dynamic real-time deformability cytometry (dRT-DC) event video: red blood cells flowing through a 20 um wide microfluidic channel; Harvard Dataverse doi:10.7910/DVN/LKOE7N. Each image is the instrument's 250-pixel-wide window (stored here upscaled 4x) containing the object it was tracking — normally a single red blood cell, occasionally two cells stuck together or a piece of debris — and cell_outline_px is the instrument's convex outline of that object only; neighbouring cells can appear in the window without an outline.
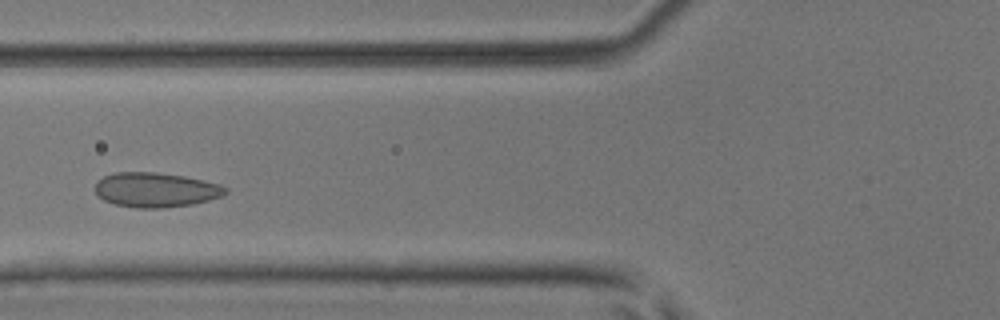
{"species": "common noctule bat (a hibernating species)", "species_latin": "Nyctalus noctula", "temperature_condition": "room temperature", "stored_images_in_passage": 44, "camera_frame_rate_fps": 3000, "um_per_image_px": 0.085, "animal": {"sex": "male", "body_mass_g": 17.9, "forearm_length_mm": 54.2}, "frame": {"image": 1, "passage_image": 13, "time_ms": 4.0, "image_size_px": [1000, 320], "cell_outline_px": [[228, 192], [224, 196], [192, 204], [160, 208], [136, 208], [116, 204], [104, 200], [96, 192], [96, 180], [104, 176], [116, 172], [156, 172], [184, 176], [204, 180], [220, 184], [228, 188]], "centroid_in_image_um": [13.27, 16.13], "position_along_channel_um": 112.5, "area_um2": 26.36}}
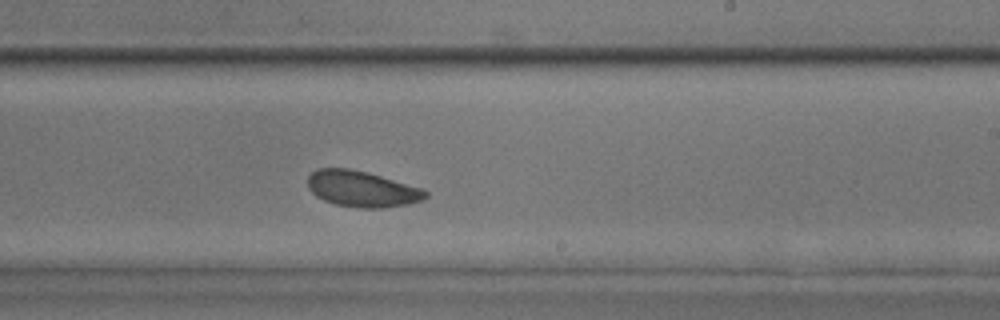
{"frame": {"image": 2, "passage_image": 24, "time_ms": 7.667, "image_size_px": [1000, 320], "cell_outline_px": [[428, 196], [424, 200], [408, 204], [384, 208], [356, 208], [336, 204], [324, 200], [316, 196], [308, 188], [308, 176], [316, 168], [348, 168], [368, 172], [420, 188], [428, 192]], "centroid_in_image_um": [30.75, 16.06], "position_along_channel_um": 258.2, "area_um2": 24.74}}
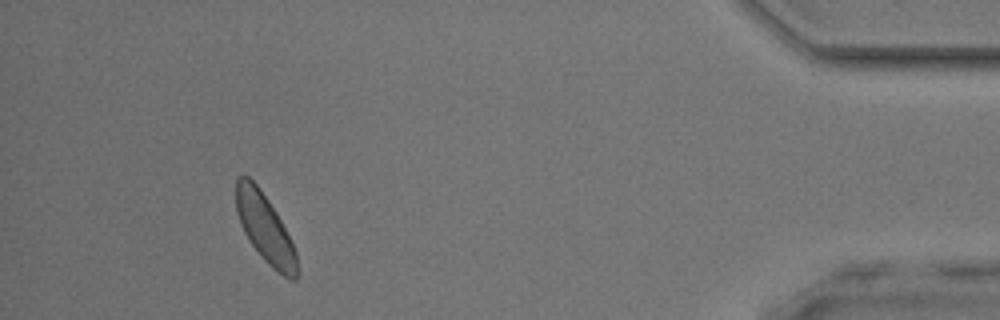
{"frame": {"image": 3, "passage_image": 40, "time_ms": 13.0, "image_size_px": [1000, 320], "cell_outline_px": [[300, 272], [296, 280], [292, 280], [284, 276], [272, 268], [264, 260], [252, 244], [244, 232], [240, 224], [236, 212], [236, 176], [244, 172], [256, 184], [268, 200], [276, 212], [296, 252]], "centroid_in_image_um": [22.52, 19.4], "position_along_channel_um": 412.7, "area_um2": 24.33}, "authors_computed_cell_mechanics": {"area_um2": 24.9985, "velocity_mm_per_s": 3.9947, "shape_relaxation_time_tau1_ms": 7.2531, "shape_relaxation_time_tau2_ms": null, "deformation_change_tau1": 0.1041, "deformation_change_tau2": null}}